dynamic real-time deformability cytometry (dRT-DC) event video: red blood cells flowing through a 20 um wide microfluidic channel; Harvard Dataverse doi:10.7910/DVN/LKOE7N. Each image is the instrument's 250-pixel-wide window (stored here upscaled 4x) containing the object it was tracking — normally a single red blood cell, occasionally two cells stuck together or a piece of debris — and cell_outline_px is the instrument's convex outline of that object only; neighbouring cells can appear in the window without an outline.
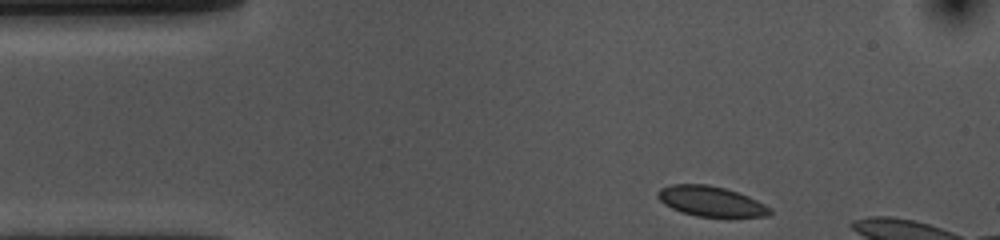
{"species": "common noctule bat (a hibernating species)", "species_latin": "Nyctalus noctula", "temperature_condition": "cold", "stored_images_in_passage": 7, "camera_frame_rate_fps": 3000, "um_per_image_px": 0.085, "animal": {"sex": "female", "body_mass_g": 10.0, "forearm_length_mm": 53.1}, "frame": {"image": 1, "passage_image": 1, "time_ms": 0.0, "image_size_px": [1000, 240], "cell_outline_px": [[772, 212], [768, 216], [696, 216], [680, 212], [664, 204], [656, 196], [656, 192], [660, 188], [672, 184], [708, 184], [724, 188], [748, 196], [772, 208]], "centroid_in_image_um": [60.39, 17.1], "position_along_channel_um": 24.6, "area_um2": 19.59}}